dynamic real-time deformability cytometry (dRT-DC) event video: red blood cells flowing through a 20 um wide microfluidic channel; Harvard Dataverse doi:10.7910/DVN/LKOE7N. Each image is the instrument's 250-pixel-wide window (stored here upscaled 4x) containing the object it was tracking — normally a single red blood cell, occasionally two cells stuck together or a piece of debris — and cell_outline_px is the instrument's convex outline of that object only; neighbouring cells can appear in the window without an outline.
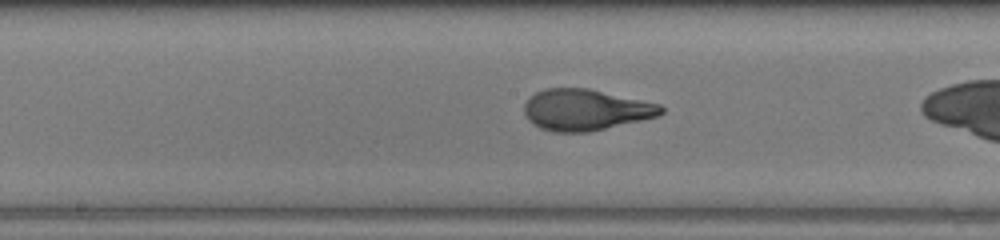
{"species": "human", "species_latin": "Homo sapiens", "temperature_condition": "warm", "stored_images_in_passage": 33, "camera_frame_rate_fps": 3000, "um_per_image_px": 0.085, "donor": {"sex": "female"}, "frame": {"image": 1, "passage_image": 21, "time_ms": 6.667, "image_size_px": [1000, 240], "cell_outline_px": [[664, 112], [660, 116], [588, 132], [552, 132], [540, 128], [532, 124], [528, 120], [524, 112], [524, 104], [536, 92], [544, 88], [588, 88], [660, 104], [664, 108]], "centroid_in_image_um": [49.77, 9.34], "position_along_channel_um": 198.4, "area_um2": 32.89}}
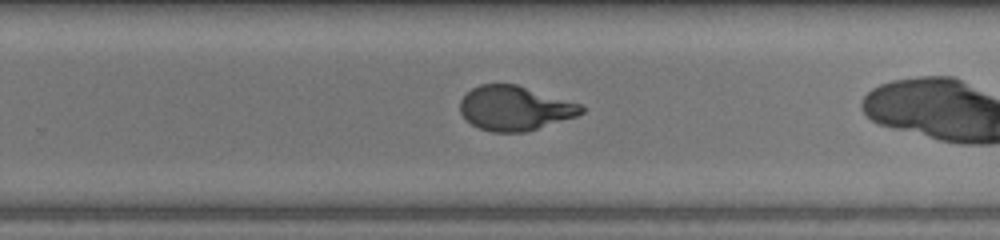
{"frame": {"image": 2, "passage_image": 27, "time_ms": 8.667, "image_size_px": [1000, 240], "cell_outline_px": [[584, 112], [576, 116], [524, 132], [492, 132], [480, 128], [472, 124], [460, 112], [460, 100], [472, 88], [480, 84], [516, 84], [580, 104], [584, 108]], "centroid_in_image_um": [43.73, 9.19], "position_along_channel_um": 286.1, "area_um2": 30.98}}
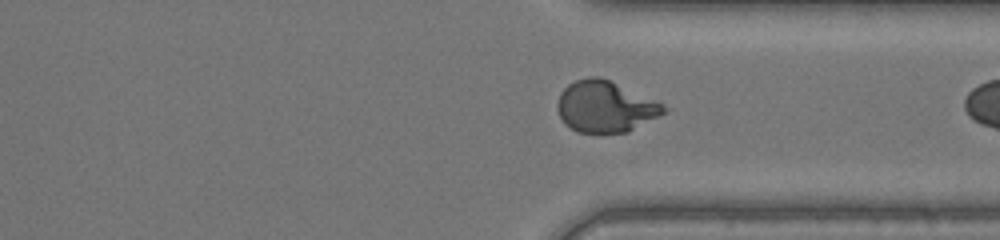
{"frame": {"image": 3, "passage_image": 32, "time_ms": 10.333, "image_size_px": [1000, 240], "cell_outline_px": [[672, 108], [668, 112], [628, 132], [600, 136], [576, 132], [564, 124], [556, 108], [556, 104], [560, 92], [568, 84], [576, 80], [588, 76], [600, 76], [664, 104]], "centroid_in_image_um": [51.45, 9.11], "position_along_channel_um": 359.9, "area_um2": 32.83}}